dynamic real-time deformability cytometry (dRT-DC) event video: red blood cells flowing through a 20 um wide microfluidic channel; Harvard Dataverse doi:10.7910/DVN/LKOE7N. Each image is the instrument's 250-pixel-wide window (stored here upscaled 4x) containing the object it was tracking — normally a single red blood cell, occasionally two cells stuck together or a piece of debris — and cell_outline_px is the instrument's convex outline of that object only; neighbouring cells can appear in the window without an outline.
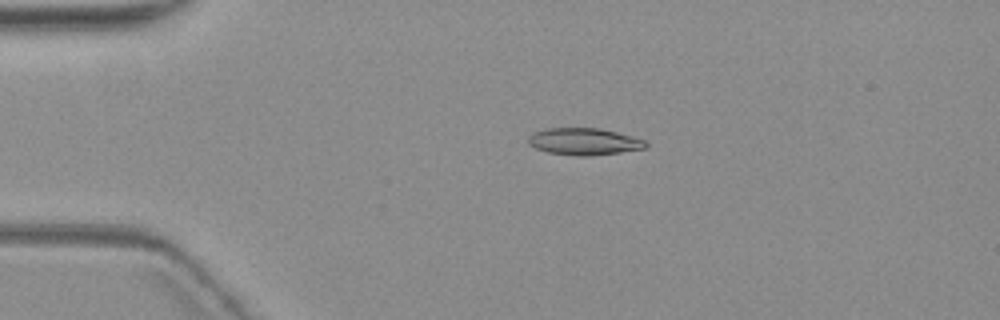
{"species": "common noctule bat (a hibernating species)", "species_latin": "Nyctalus noctula", "temperature_condition": "warm", "stored_images_in_passage": 7, "camera_frame_rate_fps": 3000, "um_per_image_px": 0.085, "animal": {"sex": "female", "body_mass_g": 19.3, "forearm_length_mm": 54.1}, "frame": {"image": 1, "passage_image": 3, "time_ms": 4.0, "image_size_px": [1000, 320], "cell_outline_px": [[648, 144], [644, 148], [620, 152], [588, 156], [580, 156], [548, 152], [536, 148], [528, 144], [528, 136], [532, 132], [544, 128], [600, 128], [632, 136], [644, 140]], "centroid_in_image_um": [49.6, 12.02], "position_along_channel_um": 35.4, "area_um2": 18.38}}
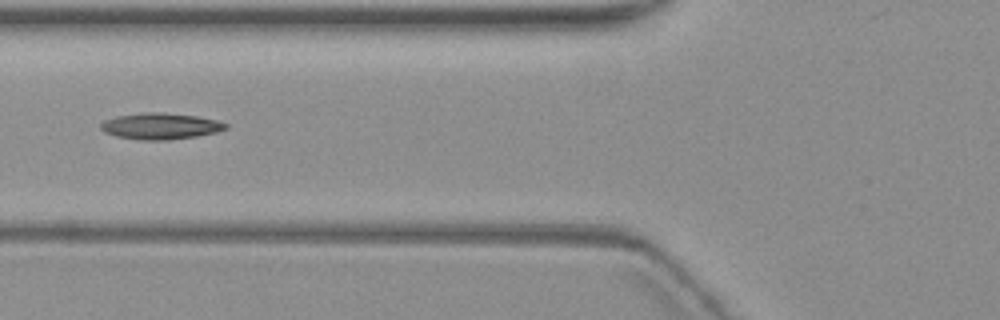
{"frame": {"image": 2, "passage_image": 6, "time_ms": 7.333, "image_size_px": [1000, 320], "cell_outline_px": [[228, 128], [216, 132], [196, 136], [168, 140], [140, 140], [116, 136], [104, 132], [100, 128], [100, 124], [104, 120], [116, 116], [144, 112], [160, 112], [196, 116], [216, 120], [228, 124]], "centroid_in_image_um": [13.61, 10.72], "position_along_channel_um": 112.2, "area_um2": 19.13}}
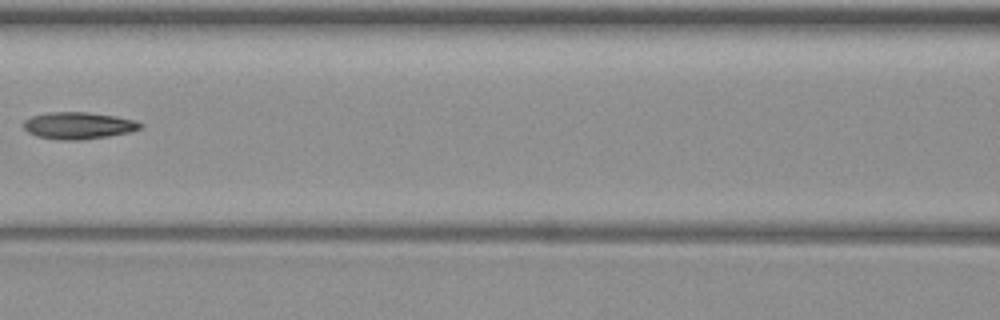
{"frame": {"image": 3, "passage_image": 7, "time_ms": 8.667, "image_size_px": [1000, 320], "cell_outline_px": [[144, 124], [140, 128], [132, 132], [108, 136], [80, 140], [56, 140], [36, 136], [28, 132], [24, 128], [24, 120], [32, 116], [48, 112], [88, 112], [116, 116], [136, 120]], "centroid_in_image_um": [6.68, 10.67], "position_along_channel_um": 159.9, "area_um2": 18.5}}